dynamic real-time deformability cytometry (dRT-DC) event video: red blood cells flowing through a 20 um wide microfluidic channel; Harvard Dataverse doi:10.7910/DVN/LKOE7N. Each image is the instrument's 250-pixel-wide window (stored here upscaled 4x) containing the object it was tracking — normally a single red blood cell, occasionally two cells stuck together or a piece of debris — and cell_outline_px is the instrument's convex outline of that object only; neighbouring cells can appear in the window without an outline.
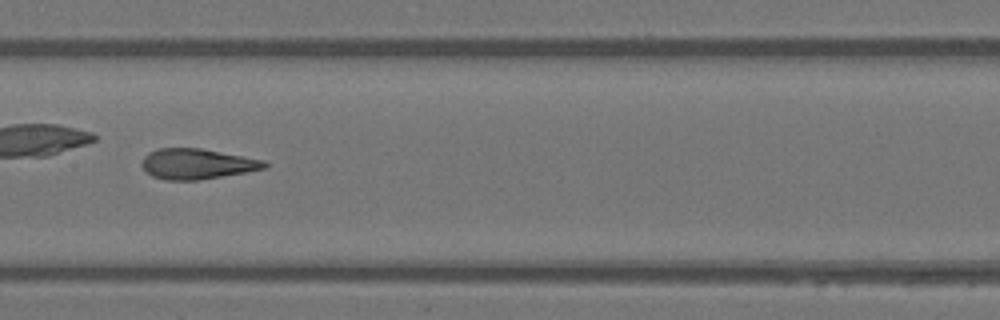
{"species": "Egyptian fruit bat (a non-hibernating species)", "species_latin": "Rousettus aegyptiacus", "temperature_condition": "warm", "stored_images_in_passage": 31, "camera_frame_rate_fps": 3000, "um_per_image_px": 0.085, "animal": {"sex": "female"}, "frame": {"image": 1, "passage_image": 12, "time_ms": 3.667, "image_size_px": [1000, 320], "cell_outline_px": [[268, 168], [200, 180], [164, 180], [152, 176], [140, 164], [144, 156], [148, 152], [156, 148], [200, 148], [264, 160], [268, 164]], "centroid_in_image_um": [16.73, 13.93], "position_along_channel_um": 190.7, "area_um2": 21.79}, "authors_computed_cell_mechanics": {"area_um2": 22.1374, "velocity_mm_per_s": 4.0778, "shape_relaxation_time_tau1_ms": null, "shape_relaxation_time_tau2_ms": 1.3562, "deformation_change_tau1": null, "deformation_change_tau2": 0.1125}}